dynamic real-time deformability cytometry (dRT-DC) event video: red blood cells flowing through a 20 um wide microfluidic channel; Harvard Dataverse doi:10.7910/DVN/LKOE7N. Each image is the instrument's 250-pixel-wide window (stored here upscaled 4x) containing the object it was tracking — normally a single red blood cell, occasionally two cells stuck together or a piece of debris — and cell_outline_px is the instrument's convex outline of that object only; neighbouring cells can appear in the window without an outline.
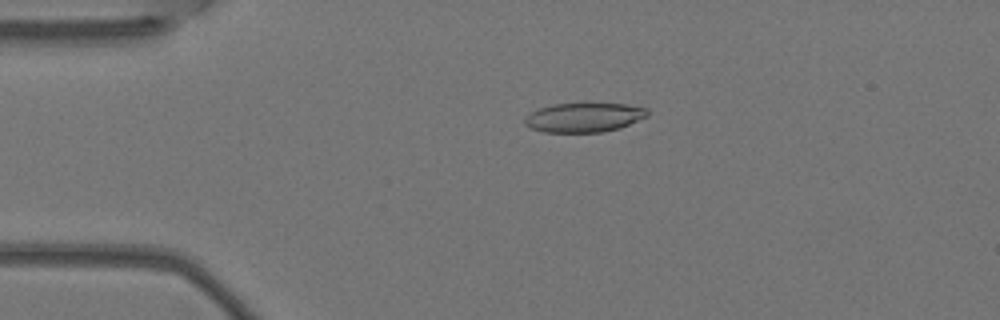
{"species": "Egyptian fruit bat (a non-hibernating species)", "species_latin": "Rousettus aegyptiacus", "temperature_condition": "warm", "stored_images_in_passage": 4, "camera_frame_rate_fps": 3000, "um_per_image_px": 0.085, "animal": {"sex": "female"}, "frame": {"image": 1, "passage_image": 3, "time_ms": 0.667, "image_size_px": [1000, 320], "cell_outline_px": [[648, 116], [620, 128], [600, 132], [544, 132], [532, 128], [524, 124], [524, 116], [540, 108], [552, 104], [588, 100], [628, 104], [648, 108]], "centroid_in_image_um": [49.67, 9.92], "position_along_channel_um": 35.3, "area_um2": 21.96}}